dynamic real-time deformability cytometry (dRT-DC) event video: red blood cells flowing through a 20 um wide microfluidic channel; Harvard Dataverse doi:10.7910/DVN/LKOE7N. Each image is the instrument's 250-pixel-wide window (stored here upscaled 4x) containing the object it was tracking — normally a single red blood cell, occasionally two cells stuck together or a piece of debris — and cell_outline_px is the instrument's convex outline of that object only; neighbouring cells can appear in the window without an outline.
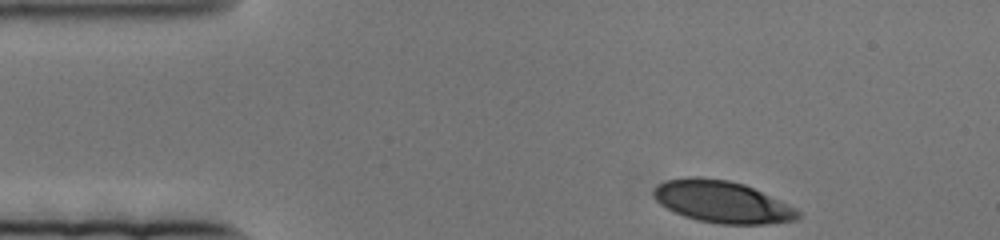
{"species": "human", "species_latin": "Homo sapiens", "temperature_condition": "cold", "stored_images_in_passage": 57, "camera_frame_rate_fps": 3000, "um_per_image_px": 0.085, "donor": {"sex": "female"}, "frame": {"image": 1, "passage_image": 1, "time_ms": 0.0, "image_size_px": [1000, 240], "cell_outline_px": [[800, 216], [796, 220], [764, 224], [720, 224], [696, 220], [684, 216], [660, 204], [652, 196], [652, 188], [656, 184], [664, 180], [688, 176], [700, 176], [728, 180], [744, 184], [788, 204], [796, 208], [800, 212]], "centroid_in_image_um": [61.33, 17.14], "position_along_channel_um": 23.7, "area_um2": 35.49}}
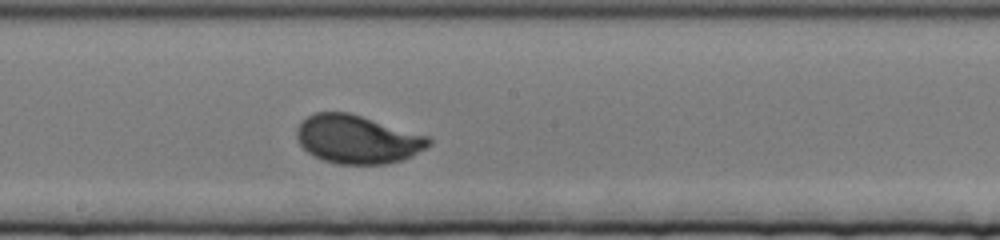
{"frame": {"image": 2, "passage_image": 33, "time_ms": 10.667, "image_size_px": [1000, 240], "cell_outline_px": [[432, 144], [412, 156], [404, 160], [388, 164], [340, 164], [324, 160], [308, 152], [300, 144], [296, 136], [296, 128], [308, 116], [316, 112], [348, 112], [428, 136], [432, 140]], "centroid_in_image_um": [30.4, 11.85], "position_along_channel_um": 217.8, "area_um2": 37.05}}
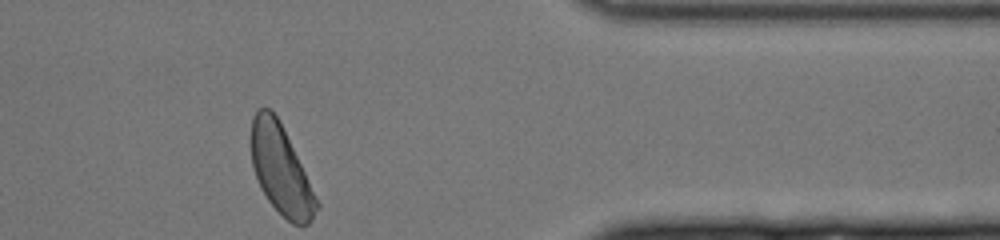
{"frame": {"image": 3, "passage_image": 57, "time_ms": 18.667, "image_size_px": [1000, 240], "cell_outline_px": [[320, 208], [312, 220], [308, 224], [292, 224], [268, 200], [260, 188], [252, 164], [248, 140], [252, 116], [256, 108], [268, 108], [280, 120], [320, 204]], "centroid_in_image_um": [23.84, 14.38], "position_along_channel_um": 387.6, "area_um2": 34.22}}